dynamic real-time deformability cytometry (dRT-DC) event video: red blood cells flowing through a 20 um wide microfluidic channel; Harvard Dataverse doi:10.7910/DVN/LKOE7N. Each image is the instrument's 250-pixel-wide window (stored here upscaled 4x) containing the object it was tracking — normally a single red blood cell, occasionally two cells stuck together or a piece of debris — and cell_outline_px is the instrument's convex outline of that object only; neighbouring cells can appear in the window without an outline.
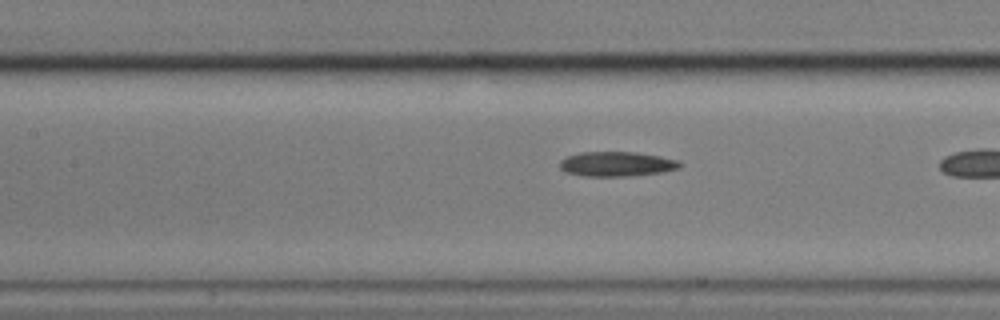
{"species": "common noctule bat (a hibernating species)", "species_latin": "Nyctalus noctula", "temperature_condition": "cold", "stored_images_in_passage": 24, "camera_frame_rate_fps": 3000, "um_per_image_px": 0.085, "animal": {"sex": "male", "body_mass_g": 17.9}, "frame": {"image": 1, "passage_image": 21, "time_ms": 6.667, "image_size_px": [1000, 320], "cell_outline_px": [[684, 164], [680, 168], [664, 172], [632, 176], [584, 176], [564, 172], [560, 168], [560, 160], [568, 156], [580, 152], [636, 152], [660, 156], [680, 160]], "centroid_in_image_um": [52.47, 13.94], "position_along_channel_um": 154.9, "area_um2": 17.57}}